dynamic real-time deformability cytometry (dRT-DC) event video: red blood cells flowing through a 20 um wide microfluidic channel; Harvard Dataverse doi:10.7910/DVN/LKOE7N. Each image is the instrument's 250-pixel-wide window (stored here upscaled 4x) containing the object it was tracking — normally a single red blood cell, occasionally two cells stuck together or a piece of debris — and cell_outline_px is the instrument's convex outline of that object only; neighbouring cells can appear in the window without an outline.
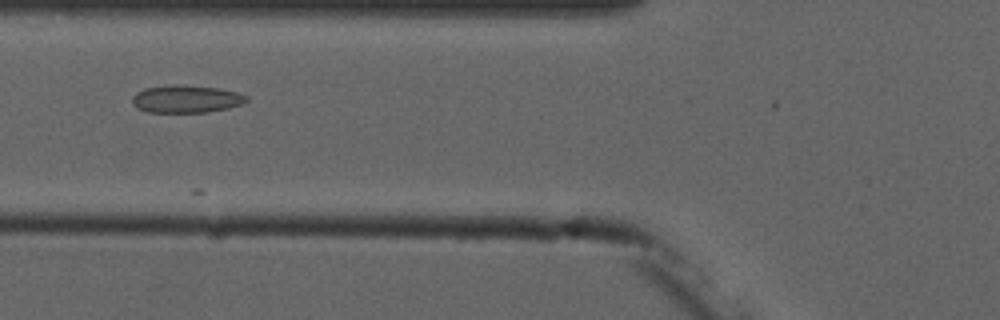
{"species": "common noctule bat (a hibernating species)", "species_latin": "Nyctalus noctula", "temperature_condition": "cold", "stored_images_in_passage": 6, "camera_frame_rate_fps": 3000, "um_per_image_px": 0.085, "animal": {"sex": "male", "forearm_length_mm": 52.5}, "frame": {"image": 1, "passage_image": 5, "time_ms": 5.667, "image_size_px": [1000, 320], "cell_outline_px": [[248, 100], [244, 104], [228, 108], [208, 112], [148, 112], [136, 108], [132, 104], [132, 96], [136, 92], [144, 88], [176, 84], [216, 88], [236, 92], [248, 96]], "centroid_in_image_um": [15.81, 8.42], "position_along_channel_um": 110.0, "area_um2": 18.44}}